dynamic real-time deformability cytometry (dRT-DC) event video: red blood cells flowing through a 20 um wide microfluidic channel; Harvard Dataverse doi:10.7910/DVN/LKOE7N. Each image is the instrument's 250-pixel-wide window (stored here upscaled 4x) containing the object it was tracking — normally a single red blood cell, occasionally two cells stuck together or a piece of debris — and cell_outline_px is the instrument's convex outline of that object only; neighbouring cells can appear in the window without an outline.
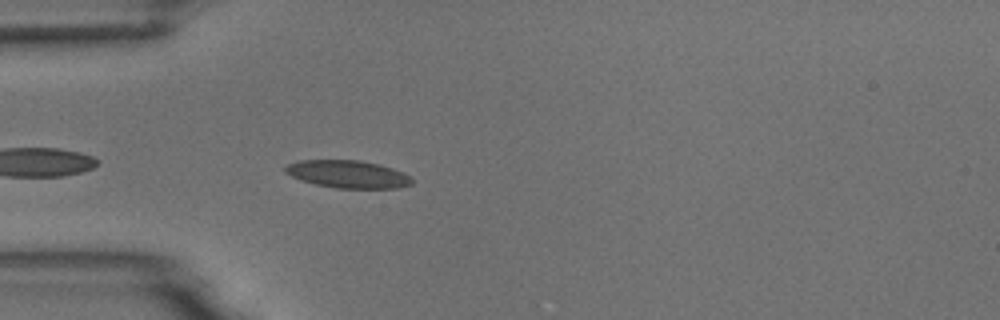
{"species": "common noctule bat (a hibernating species)", "species_latin": "Nyctalus noctula", "temperature_condition": "room temperature", "stored_images_in_passage": 2, "camera_frame_rate_fps": 3000, "um_per_image_px": 0.085, "animal": {"sex": "male", "body_mass_g": 18.8}, "frame": {"image": 1, "passage_image": 2, "time_ms": 1.0, "image_size_px": [1000, 320], "cell_outline_px": [[412, 184], [396, 188], [336, 188], [316, 184], [300, 180], [284, 172], [284, 168], [288, 164], [300, 160], [360, 160], [380, 164], [392, 168], [412, 176]], "centroid_in_image_um": [29.57, 14.8], "position_along_channel_um": 55.4, "area_um2": 20.4}}